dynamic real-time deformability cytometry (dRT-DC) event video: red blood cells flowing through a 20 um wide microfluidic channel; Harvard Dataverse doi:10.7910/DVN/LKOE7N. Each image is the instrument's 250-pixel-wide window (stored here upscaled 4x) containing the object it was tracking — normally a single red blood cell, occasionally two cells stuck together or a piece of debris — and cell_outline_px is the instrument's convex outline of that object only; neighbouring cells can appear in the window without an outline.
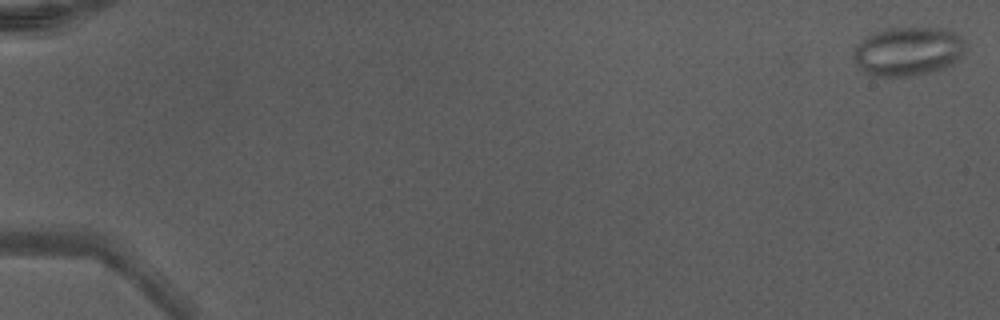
{"species": "Egyptian fruit bat (a non-hibernating species)", "species_latin": "Rousettus aegyptiacus", "temperature_condition": "warm", "stored_images_in_passage": 49, "camera_frame_rate_fps": 3000, "um_per_image_px": 0.085, "animal": {"sex": "male"}, "frame": {"image": 1, "passage_image": 1, "time_ms": 0.0, "image_size_px": [1000, 320], "cell_outline_px": [[964, 56], [952, 64], [944, 68], [912, 76], [868, 76], [856, 64], [852, 56], [852, 52], [856, 44], [868, 36], [876, 32], [888, 28], [948, 28], [960, 36], [964, 40]], "centroid_in_image_um": [77.18, 4.37], "position_along_channel_um": 7.8, "area_um2": 32.19}}
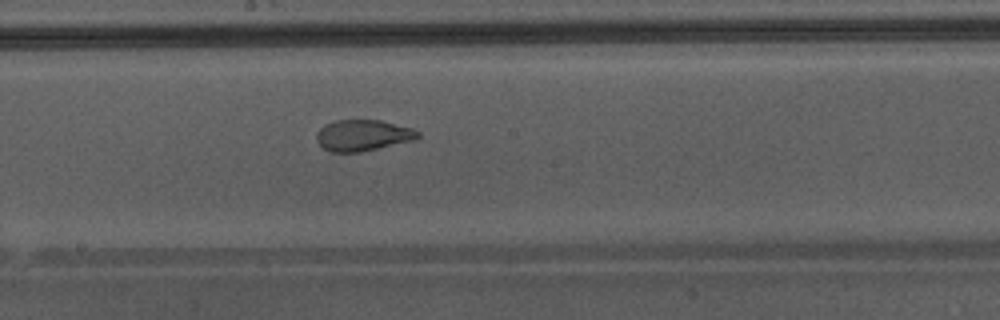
{"frame": {"image": 2, "passage_image": 29, "time_ms": 9.333, "image_size_px": [1000, 320], "cell_outline_px": [[420, 136], [416, 140], [360, 152], [332, 152], [324, 148], [316, 140], [316, 132], [324, 124], [336, 120], [380, 120], [412, 128], [420, 132]], "centroid_in_image_um": [30.85, 11.5], "position_along_channel_um": 217.3, "area_um2": 18.5}}
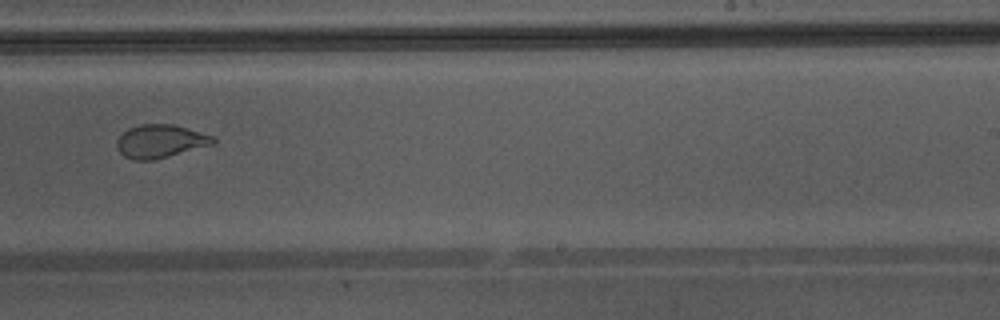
{"frame": {"image": 3, "passage_image": 33, "time_ms": 10.667, "image_size_px": [1000, 320], "cell_outline_px": [[216, 140], [212, 144], [168, 156], [152, 160], [132, 160], [124, 156], [116, 148], [116, 140], [128, 128], [140, 124], [172, 124], [188, 128], [212, 136]], "centroid_in_image_um": [13.57, 12.0], "position_along_channel_um": 275.4, "area_um2": 18.44}, "authors_computed_cell_mechanics": {"area_um2": 23.9292, "velocity_mm_per_s": 4.3634, "shape_relaxation_time_tau1_ms": null, "shape_relaxation_time_tau2_ms": 0.8681, "deformation_change_tau1": null, "deformation_change_tau2": 0.0662}}